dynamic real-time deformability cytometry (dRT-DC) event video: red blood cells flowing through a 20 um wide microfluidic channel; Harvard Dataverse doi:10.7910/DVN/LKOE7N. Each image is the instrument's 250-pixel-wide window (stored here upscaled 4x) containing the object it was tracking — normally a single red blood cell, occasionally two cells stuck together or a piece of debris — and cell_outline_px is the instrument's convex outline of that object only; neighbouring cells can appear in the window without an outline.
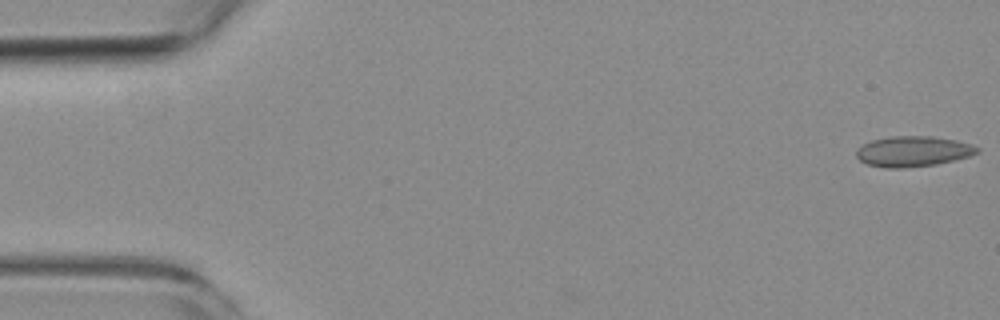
{"species": "common noctule bat (a hibernating species)", "species_latin": "Nyctalus noctula", "temperature_condition": "room temperature", "stored_images_in_passage": 5, "camera_frame_rate_fps": 3000, "um_per_image_px": 0.085, "animal": {"sex": "female", "body_mass_g": 19.3, "forearm_length_mm": 54.1}, "frame": {"image": 1, "passage_image": 1, "time_ms": 0.0, "image_size_px": [1000, 320], "cell_outline_px": [[980, 152], [968, 156], [936, 164], [904, 168], [884, 168], [868, 164], [860, 160], [856, 156], [856, 152], [864, 144], [872, 140], [892, 136], [932, 136], [956, 140], [972, 144], [980, 148]], "centroid_in_image_um": [77.63, 12.86], "position_along_channel_um": 7.4, "area_um2": 21.33}}
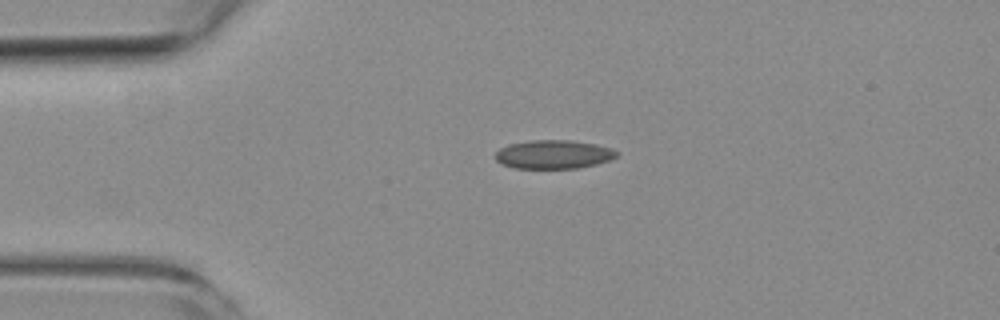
{"frame": {"image": 2, "passage_image": 4, "time_ms": 3.667, "image_size_px": [1000, 320], "cell_outline_px": [[620, 152], [616, 156], [608, 160], [596, 164], [576, 168], [512, 168], [500, 164], [496, 160], [496, 152], [500, 148], [508, 144], [528, 140], [572, 140], [596, 144], [612, 148]], "centroid_in_image_um": [47.03, 13.11], "position_along_channel_um": 38.0, "area_um2": 20.4}}